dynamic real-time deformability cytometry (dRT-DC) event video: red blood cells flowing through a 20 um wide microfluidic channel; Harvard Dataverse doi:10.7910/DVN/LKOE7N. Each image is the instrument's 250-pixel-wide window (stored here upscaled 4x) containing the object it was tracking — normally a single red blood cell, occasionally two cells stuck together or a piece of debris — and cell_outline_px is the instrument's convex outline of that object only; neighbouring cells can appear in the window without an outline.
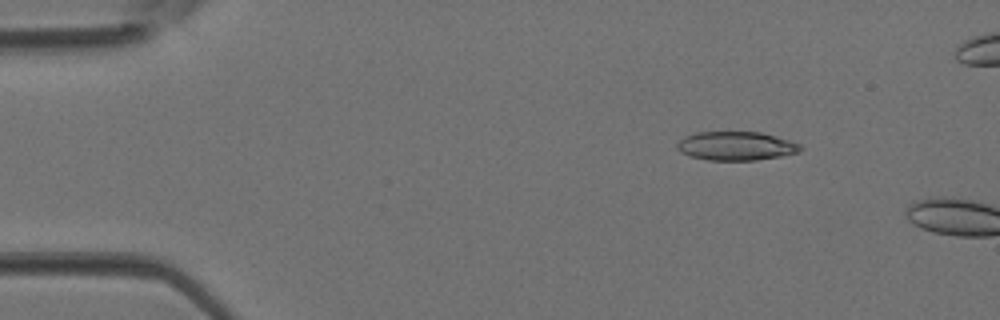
{"species": "Egyptian fruit bat (a non-hibernating species)", "species_latin": "Rousettus aegyptiacus", "temperature_condition": "room temperature", "stored_images_in_passage": 2, "camera_frame_rate_fps": 3000, "um_per_image_px": 0.085, "animal": {"sex": "female"}, "frame": {"image": 1, "passage_image": 2, "time_ms": 0.333, "image_size_px": [1000, 320], "cell_outline_px": [[804, 148], [800, 152], [780, 156], [756, 160], [708, 160], [688, 156], [680, 152], [676, 148], [676, 144], [684, 136], [696, 132], [760, 132], [788, 140], [800, 144]], "centroid_in_image_um": [62.53, 12.41], "position_along_channel_um": 22.5, "area_um2": 20.75}}